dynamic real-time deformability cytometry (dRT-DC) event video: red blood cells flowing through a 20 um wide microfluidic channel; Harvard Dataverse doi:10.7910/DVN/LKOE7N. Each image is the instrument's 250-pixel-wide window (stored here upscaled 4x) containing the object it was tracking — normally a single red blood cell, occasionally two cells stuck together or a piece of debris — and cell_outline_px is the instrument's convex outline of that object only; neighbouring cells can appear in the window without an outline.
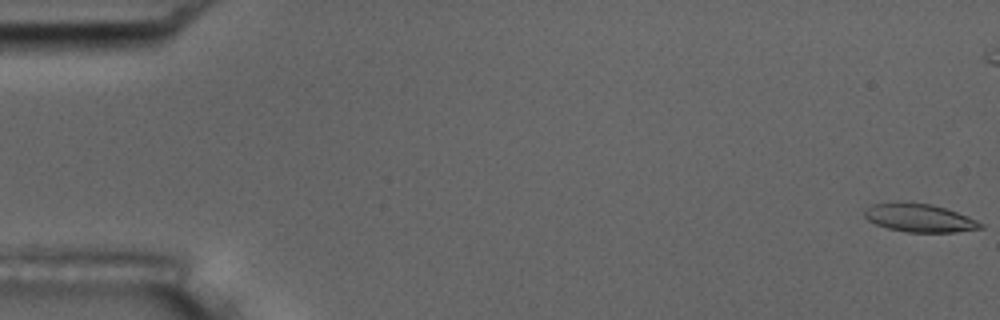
{"species": "common noctule bat (a hibernating species)", "species_latin": "Nyctalus noctula", "temperature_condition": "room temperature", "stored_images_in_passage": 6, "camera_frame_rate_fps": 3000, "um_per_image_px": 0.085, "animal": {"sex": "male", "body_mass_g": 17.5, "forearm_length_mm": 52.3}, "frame": {"image": 1, "passage_image": 1, "time_ms": 0.0, "image_size_px": [1000, 320], "cell_outline_px": [[984, 228], [956, 232], [908, 232], [888, 228], [876, 224], [868, 220], [864, 216], [864, 208], [872, 204], [896, 200], [932, 204], [968, 216], [984, 224]], "centroid_in_image_um": [78.11, 18.5], "position_along_channel_um": 6.9, "area_um2": 19.42}}